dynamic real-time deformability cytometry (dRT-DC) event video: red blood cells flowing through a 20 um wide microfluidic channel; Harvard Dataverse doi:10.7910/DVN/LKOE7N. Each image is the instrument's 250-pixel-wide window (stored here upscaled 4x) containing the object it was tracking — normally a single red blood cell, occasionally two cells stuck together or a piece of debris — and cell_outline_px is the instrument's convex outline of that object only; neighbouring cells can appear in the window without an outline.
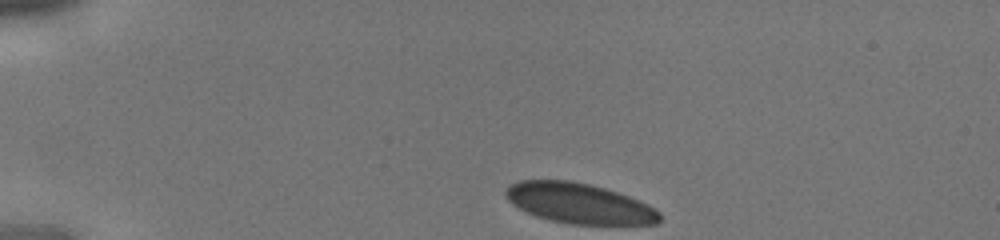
{"species": "human", "species_latin": "Homo sapiens", "temperature_condition": "cold", "stored_images_in_passage": 30, "camera_frame_rate_fps": 3000, "um_per_image_px": 0.085, "donor": {"sex": "male"}, "frame": {"image": 1, "passage_image": 1, "time_ms": 0.0, "image_size_px": [1000, 240], "cell_outline_px": [[660, 220], [656, 224], [568, 224], [536, 216], [512, 204], [508, 200], [504, 192], [508, 184], [520, 180], [572, 180], [604, 188], [628, 196], [648, 204], [656, 208], [660, 212]], "centroid_in_image_um": [49.21, 17.27], "position_along_channel_um": 35.8, "area_um2": 36.07}}
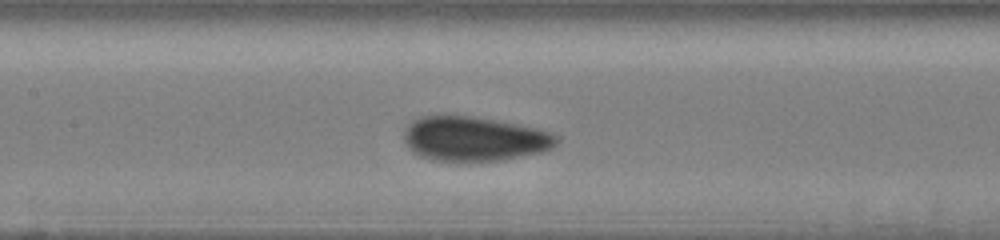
{"frame": {"image": 2, "passage_image": 13, "time_ms": 4.0, "image_size_px": [1000, 240], "cell_outline_px": [[560, 140], [552, 148], [544, 152], [500, 160], [436, 160], [420, 156], [412, 152], [408, 148], [404, 140], [404, 128], [412, 120], [424, 116], [468, 116], [516, 124], [536, 128], [552, 132], [560, 136]], "centroid_in_image_um": [40.33, 11.8], "position_along_channel_um": 167.1, "area_um2": 39.36}}
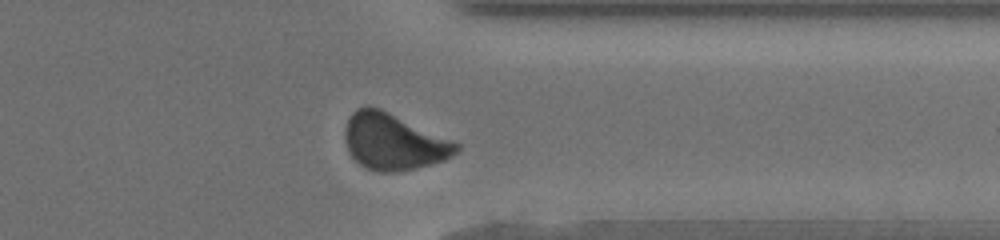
{"frame": {"image": 3, "passage_image": 26, "time_ms": 8.333, "image_size_px": [1000, 240], "cell_outline_px": [[460, 148], [452, 156], [444, 160], [416, 168], [396, 172], [380, 172], [364, 168], [348, 152], [344, 136], [344, 128], [352, 112], [356, 108], [380, 108], [452, 140], [460, 144]], "centroid_in_image_um": [33.44, 12.07], "position_along_channel_um": 378.0, "area_um2": 36.3}}